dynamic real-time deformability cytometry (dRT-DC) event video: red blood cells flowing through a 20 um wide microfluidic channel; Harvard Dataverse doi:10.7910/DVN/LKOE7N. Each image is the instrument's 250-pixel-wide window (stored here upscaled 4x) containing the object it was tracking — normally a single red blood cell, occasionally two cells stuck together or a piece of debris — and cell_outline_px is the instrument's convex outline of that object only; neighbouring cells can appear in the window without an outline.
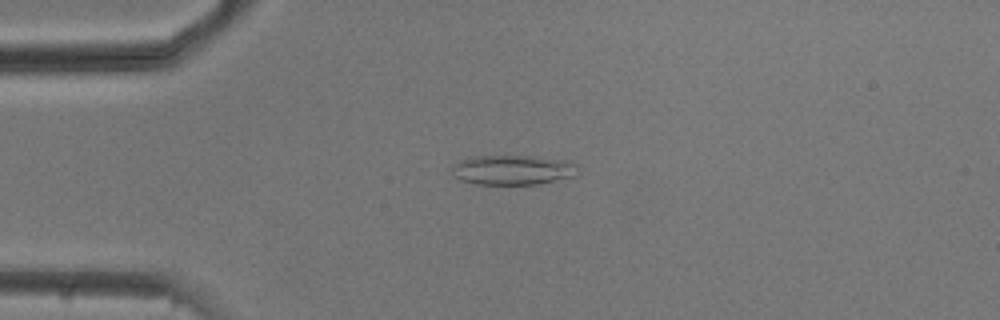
{"species": "common noctule bat (a hibernating species)", "species_latin": "Nyctalus noctula", "temperature_condition": "cold", "stored_images_in_passage": 54, "camera_frame_rate_fps": 3000, "um_per_image_px": 0.085, "animal": {"sex": "male", "body_mass_g": 20.5, "forearm_length_mm": 52.5}, "frame": {"image": 1, "passage_image": 13, "time_ms": 4.0, "image_size_px": [1000, 320], "cell_outline_px": [[580, 172], [576, 176], [540, 184], [476, 184], [460, 180], [452, 176], [452, 168], [460, 160], [472, 156], [532, 156], [568, 160], [576, 164]], "centroid_in_image_um": [43.63, 14.44], "position_along_channel_um": 41.4, "area_um2": 22.14}}
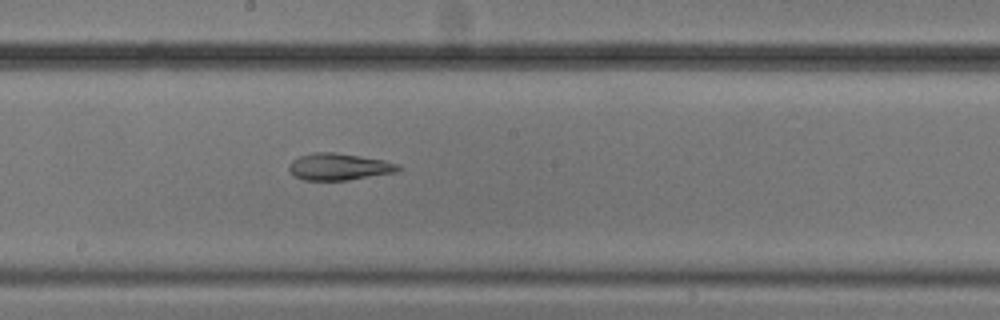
{"frame": {"image": 2, "passage_image": 29, "time_ms": 9.333, "image_size_px": [1000, 320], "cell_outline_px": [[400, 168], [396, 172], [348, 180], [304, 180], [296, 176], [288, 168], [288, 164], [292, 160], [300, 156], [316, 152], [332, 152], [360, 156], [384, 160], [400, 164]], "centroid_in_image_um": [28.82, 14.17], "position_along_channel_um": 219.4, "area_um2": 16.94}}
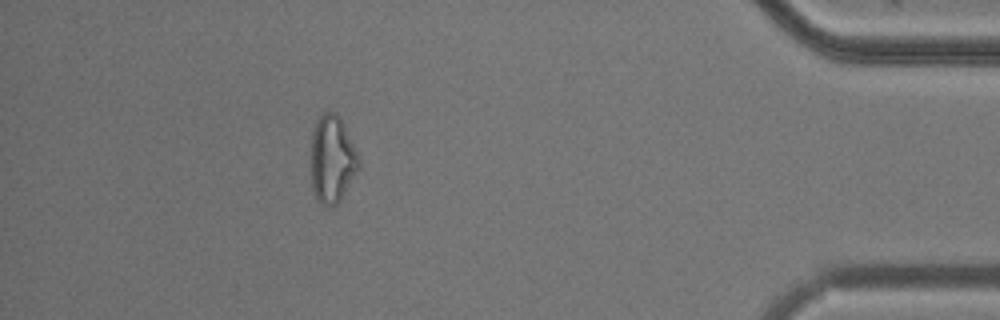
{"frame": {"image": 3, "passage_image": 48, "time_ms": 15.667, "image_size_px": [1000, 320], "cell_outline_px": [[360, 164], [356, 172], [340, 200], [332, 208], [320, 204], [316, 200], [312, 188], [312, 132], [316, 120], [324, 112], [336, 112], [340, 116], [356, 148]], "centroid_in_image_um": [28.23, 13.53], "position_along_channel_um": 407.0, "area_um2": 24.33}, "authors_computed_cell_mechanics": {"area_um2": 22.0796, "velocity_mm_per_s": 3.7571, "shape_relaxation_time_tau1_ms": null, "shape_relaxation_time_tau2_ms": 3.1501, "deformation_change_tau1": null, "deformation_change_tau2": 0.0988}}